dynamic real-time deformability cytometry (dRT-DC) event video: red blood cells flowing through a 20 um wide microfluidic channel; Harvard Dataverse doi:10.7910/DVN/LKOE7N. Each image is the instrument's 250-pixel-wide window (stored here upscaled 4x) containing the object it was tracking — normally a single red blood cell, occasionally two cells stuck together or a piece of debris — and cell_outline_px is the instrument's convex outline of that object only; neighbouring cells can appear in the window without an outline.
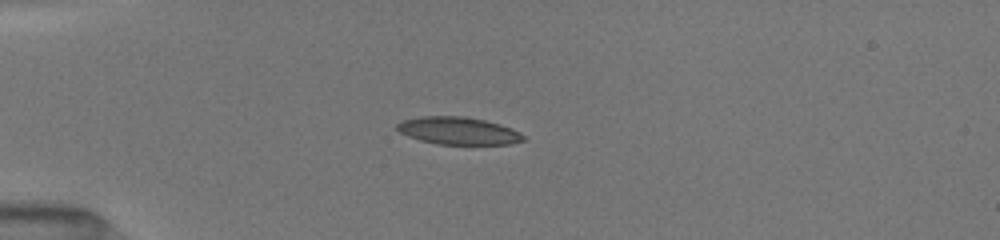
{"species": "common noctule bat (a hibernating species)", "species_latin": "Nyctalus noctula", "temperature_condition": "room temperature", "stored_images_in_passage": 6, "camera_frame_rate_fps": 3000, "um_per_image_px": 0.085, "animal": {"sex": "female", "body_mass_g": 19.5, "forearm_length_mm": 54.1}, "frame": {"image": 1, "passage_image": 5, "time_ms": 3.333, "image_size_px": [1000, 240], "cell_outline_px": [[524, 140], [508, 144], [436, 144], [420, 140], [408, 136], [400, 132], [396, 128], [396, 124], [404, 120], [420, 116], [464, 116], [484, 120], [500, 124], [512, 128], [520, 132], [524, 136]], "centroid_in_image_um": [38.95, 11.11], "position_along_channel_um": 46.1, "area_um2": 20.17}}